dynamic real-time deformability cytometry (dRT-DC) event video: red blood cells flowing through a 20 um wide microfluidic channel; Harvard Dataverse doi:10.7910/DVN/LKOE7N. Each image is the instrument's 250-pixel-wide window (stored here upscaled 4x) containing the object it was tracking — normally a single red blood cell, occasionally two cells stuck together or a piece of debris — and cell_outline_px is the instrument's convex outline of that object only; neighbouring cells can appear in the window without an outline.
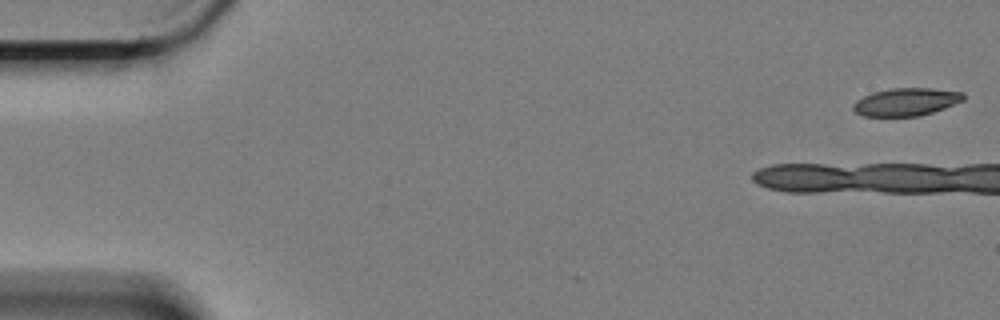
{"species": "Egyptian fruit bat (a non-hibernating species)", "species_latin": "Rousettus aegyptiacus", "temperature_condition": "cold", "stored_images_in_passage": 4, "camera_frame_rate_fps": 3000, "um_per_image_px": 0.085, "animal": {"sex": "female"}, "frame": {"image": 1, "passage_image": 1, "time_ms": 0.0, "image_size_px": [1000, 320], "cell_outline_px": [[964, 100], [944, 108], [932, 112], [916, 116], [864, 116], [856, 112], [852, 108], [852, 104], [856, 100], [872, 92], [892, 88], [932, 88], [964, 92]], "centroid_in_image_um": [77.01, 8.65], "position_along_channel_um": 8.0, "area_um2": 17.8}}